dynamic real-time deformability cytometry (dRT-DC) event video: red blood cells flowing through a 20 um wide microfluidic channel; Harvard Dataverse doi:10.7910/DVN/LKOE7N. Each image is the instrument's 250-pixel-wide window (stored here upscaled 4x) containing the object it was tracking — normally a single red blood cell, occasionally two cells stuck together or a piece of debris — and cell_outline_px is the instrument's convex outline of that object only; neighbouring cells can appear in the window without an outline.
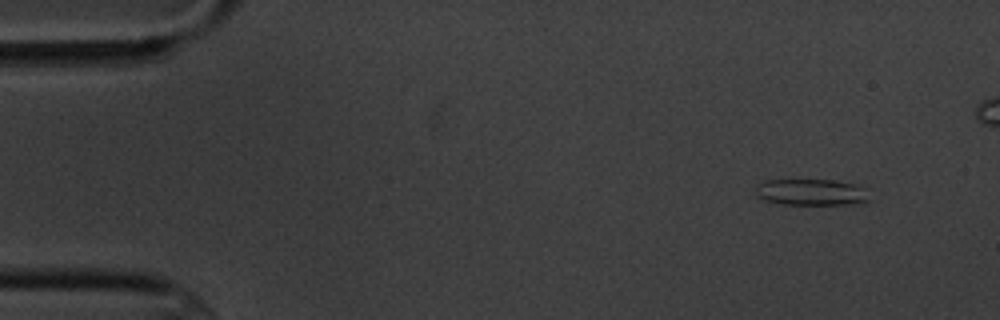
{"species": "common noctule bat (a hibernating species)", "species_latin": "Nyctalus noctula", "temperature_condition": "cold", "stored_images_in_passage": 8, "camera_frame_rate_fps": 3000, "um_per_image_px": 0.085, "animal": {"sex": "male", "body_mass_g": 20.1, "forearm_length_mm": 53.5}, "frame": {"image": 1, "passage_image": 1, "time_ms": 0.0, "image_size_px": [1000, 320], "cell_outline_px": [[868, 200], [848, 204], [780, 204], [764, 200], [756, 196], [756, 184], [764, 180], [832, 180], [852, 184], [860, 188]], "centroid_in_image_um": [68.78, 16.33], "position_along_channel_um": 16.2, "area_um2": 16.99}}
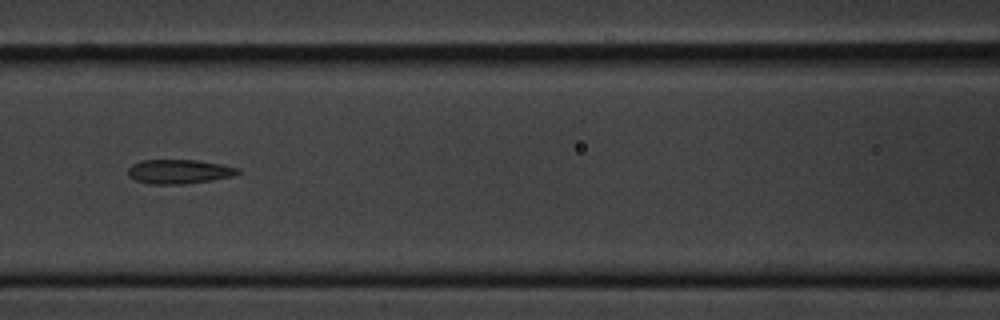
{"frame": {"image": 2, "passage_image": 6, "time_ms": 6.667, "image_size_px": [1000, 320], "cell_outline_px": [[240, 172], [232, 176], [212, 180], [184, 184], [148, 184], [136, 180], [128, 176], [128, 168], [132, 164], [140, 160], [196, 160], [220, 164], [240, 168]], "centroid_in_image_um": [15.2, 14.58], "position_along_channel_um": 151.4, "area_um2": 15.55}}
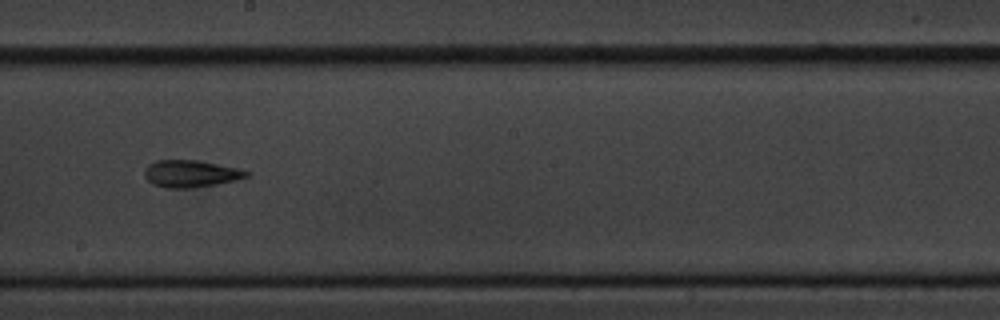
{"frame": {"image": 3, "passage_image": 8, "time_ms": 9.0, "image_size_px": [1000, 320], "cell_outline_px": [[252, 176], [236, 180], [216, 184], [188, 188], [168, 188], [152, 184], [144, 176], [144, 168], [148, 164], [156, 160], [196, 160], [236, 168], [252, 172]], "centroid_in_image_um": [16.21, 14.76], "position_along_channel_um": 232.0, "area_um2": 16.13}}